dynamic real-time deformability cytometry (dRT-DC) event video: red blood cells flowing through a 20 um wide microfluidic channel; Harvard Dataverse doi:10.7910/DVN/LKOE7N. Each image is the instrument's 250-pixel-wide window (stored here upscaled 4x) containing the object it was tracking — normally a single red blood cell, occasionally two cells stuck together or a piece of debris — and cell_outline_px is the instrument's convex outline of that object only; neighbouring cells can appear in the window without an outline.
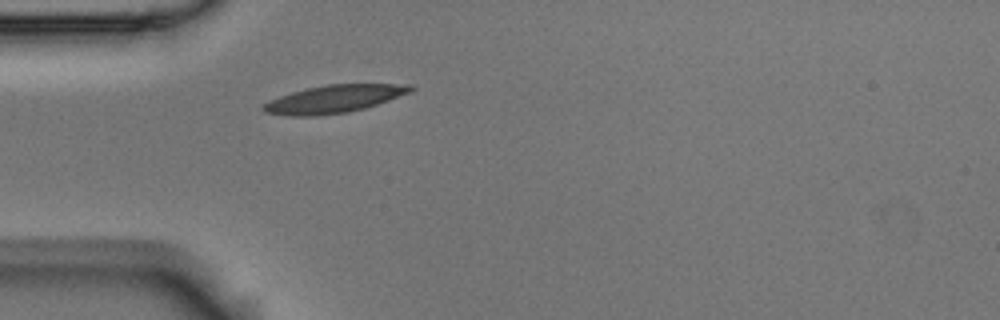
{"species": "Egyptian fruit bat (a non-hibernating species)", "species_latin": "Rousettus aegyptiacus", "temperature_condition": "room temperature", "stored_images_in_passage": 39, "camera_frame_rate_fps": 3000, "um_per_image_px": 0.085, "animal": {"sex": "male"}, "frame": {"image": 1, "passage_image": 1, "time_ms": 0.0, "image_size_px": [1000, 320], "cell_outline_px": [[416, 88], [412, 92], [364, 108], [348, 112], [316, 116], [288, 116], [264, 112], [260, 108], [268, 100], [292, 92], [308, 88], [328, 84], [412, 84]], "centroid_in_image_um": [28.39, 8.41], "position_along_channel_um": 56.6, "area_um2": 23.81}}
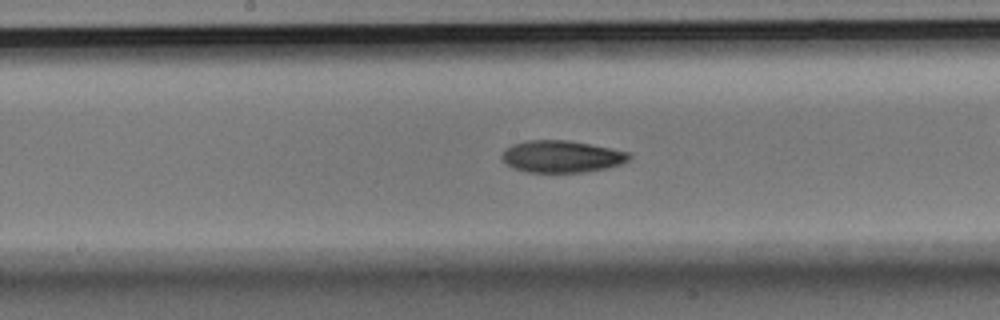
{"frame": {"image": 2, "passage_image": 10, "time_ms": 3.0, "image_size_px": [1000, 320], "cell_outline_px": [[632, 156], [628, 160], [620, 164], [608, 168], [584, 172], [528, 172], [512, 168], [500, 156], [512, 144], [528, 140], [568, 140], [612, 148], [632, 152]], "centroid_in_image_um": [47.79, 13.3], "position_along_channel_um": 200.4, "area_um2": 23.76}}
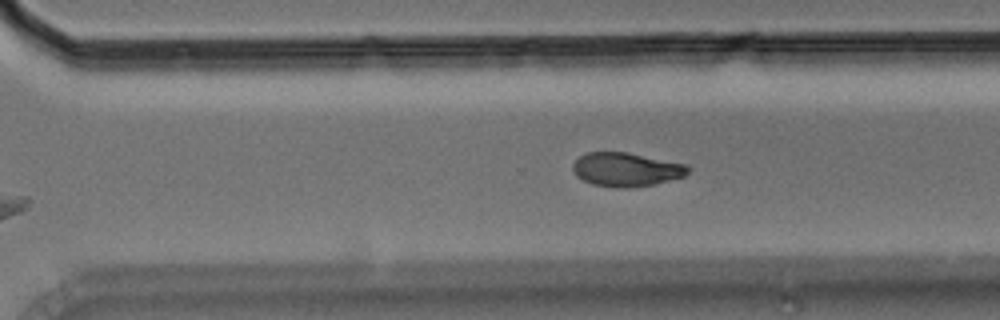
{"frame": {"image": 3, "passage_image": 20, "time_ms": 6.333, "image_size_px": [1000, 320], "cell_outline_px": [[692, 168], [684, 176], [652, 184], [628, 188], [620, 188], [592, 184], [576, 176], [572, 168], [572, 164], [580, 156], [588, 152], [628, 152], [688, 164]], "centroid_in_image_um": [53.24, 14.39], "position_along_channel_um": 317.4, "area_um2": 22.72}, "authors_computed_cell_mechanics": {"area_um2": 23.12, "velocity_mm_per_s": 3.5145, "shape_relaxation_time_tau1_ms": 6.2893, "shape_relaxation_time_tau2_ms": 2.705, "deformation_change_tau1": 0.1426, "deformation_change_tau2": 0.0585}}